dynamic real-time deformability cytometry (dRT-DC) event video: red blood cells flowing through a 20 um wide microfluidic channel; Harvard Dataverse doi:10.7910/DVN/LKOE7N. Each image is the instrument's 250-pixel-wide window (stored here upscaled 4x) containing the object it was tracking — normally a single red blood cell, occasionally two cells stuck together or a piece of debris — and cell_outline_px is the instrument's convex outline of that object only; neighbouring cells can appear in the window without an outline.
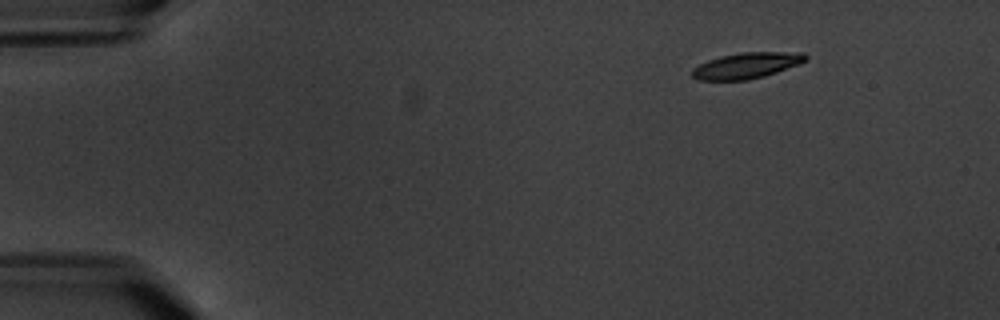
{"species": "common noctule bat (a hibernating species)", "species_latin": "Nyctalus noctula", "temperature_condition": "warm", "stored_images_in_passage": 6, "camera_frame_rate_fps": 3000, "um_per_image_px": 0.085, "animal": {"sex": "male", "body_mass_g": 20.1, "forearm_length_mm": 53.5}, "frame": {"image": 1, "passage_image": 3, "time_ms": 2.333, "image_size_px": [1000, 320], "cell_outline_px": [[808, 60], [800, 64], [764, 76], [748, 80], [700, 80], [692, 76], [692, 68], [708, 60], [720, 56], [740, 52], [804, 52], [808, 56]], "centroid_in_image_um": [63.5, 5.56], "position_along_channel_um": 21.5, "area_um2": 17.22}}